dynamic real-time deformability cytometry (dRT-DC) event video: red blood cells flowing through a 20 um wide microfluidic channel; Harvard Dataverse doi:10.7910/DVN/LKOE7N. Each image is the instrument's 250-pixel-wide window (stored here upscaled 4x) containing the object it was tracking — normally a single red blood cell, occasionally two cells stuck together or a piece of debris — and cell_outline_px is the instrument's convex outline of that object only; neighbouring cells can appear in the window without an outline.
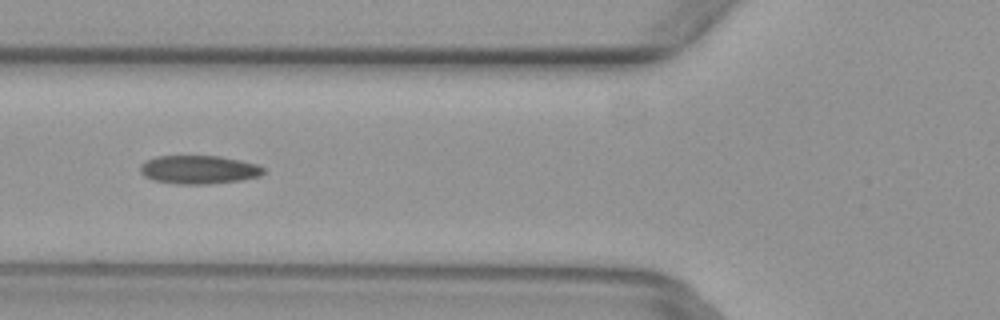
{"species": "common noctule bat (a hibernating species)", "species_latin": "Nyctalus noctula", "temperature_condition": "warm", "stored_images_in_passage": 6, "camera_frame_rate_fps": 3000, "um_per_image_px": 0.085, "animal": {"sex": "female", "body_mass_g": 29.2, "forearm_length_mm": 56.3}, "frame": {"image": 1, "passage_image": 6, "time_ms": 1.667, "image_size_px": [1000, 320], "cell_outline_px": [[264, 172], [260, 176], [240, 180], [208, 184], [176, 184], [152, 180], [144, 176], [140, 172], [140, 164], [144, 160], [156, 156], [220, 156], [240, 160], [256, 164], [264, 168]], "centroid_in_image_um": [16.85, 14.42], "position_along_channel_um": 108.9, "area_um2": 20.58}}